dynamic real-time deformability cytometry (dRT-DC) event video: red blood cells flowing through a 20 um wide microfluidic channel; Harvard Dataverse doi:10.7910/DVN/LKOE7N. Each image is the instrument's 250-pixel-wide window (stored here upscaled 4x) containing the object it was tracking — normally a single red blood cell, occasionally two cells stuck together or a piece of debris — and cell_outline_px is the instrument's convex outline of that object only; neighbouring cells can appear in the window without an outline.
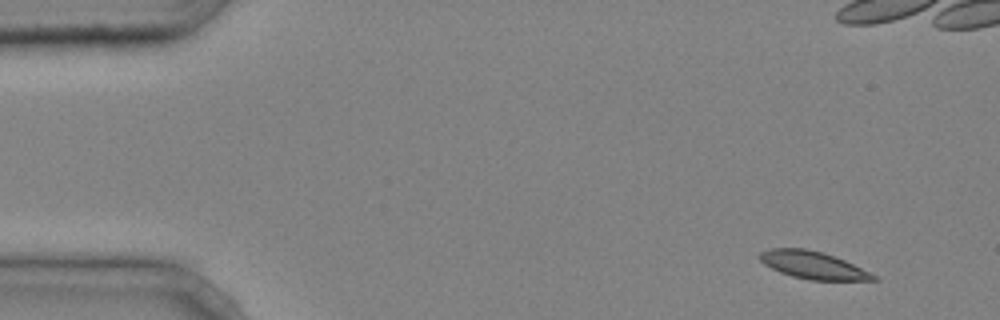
{"species": "common noctule bat (a hibernating species)", "species_latin": "Nyctalus noctula", "temperature_condition": "cold", "stored_images_in_passage": 6, "camera_frame_rate_fps": 3000, "um_per_image_px": 0.085, "animal": {"sex": "male", "body_mass_g": 20.4}, "frame": {"image": 1, "passage_image": 1, "time_ms": 0.0, "image_size_px": [1000, 320], "cell_outline_px": [[880, 280], [808, 280], [792, 276], [780, 272], [764, 264], [756, 256], [760, 252], [772, 248], [804, 248], [824, 252], [844, 260], [876, 276]], "centroid_in_image_um": [69.05, 22.53], "position_along_channel_um": 16.0, "area_um2": 18.09}}